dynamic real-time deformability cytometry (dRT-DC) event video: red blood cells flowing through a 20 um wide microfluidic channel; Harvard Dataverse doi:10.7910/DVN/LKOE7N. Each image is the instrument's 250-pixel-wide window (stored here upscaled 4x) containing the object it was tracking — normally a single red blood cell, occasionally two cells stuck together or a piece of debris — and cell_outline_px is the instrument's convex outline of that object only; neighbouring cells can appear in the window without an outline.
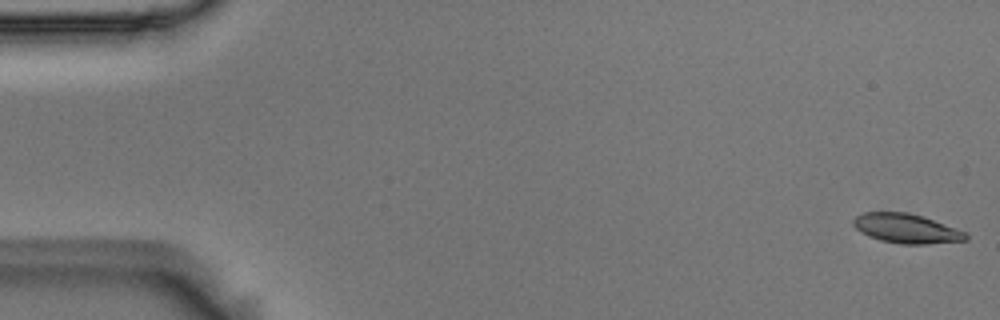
{"species": "Egyptian fruit bat (a non-hibernating species)", "species_latin": "Rousettus aegyptiacus", "temperature_condition": "room temperature", "stored_images_in_passage": 54, "camera_frame_rate_fps": 3000, "um_per_image_px": 0.085, "animal": {"sex": "male"}, "frame": {"image": 1, "passage_image": 1, "time_ms": 0.0, "image_size_px": [1000, 320], "cell_outline_px": [[968, 240], [928, 244], [904, 244], [880, 240], [868, 236], [860, 232], [852, 224], [852, 220], [856, 216], [864, 212], [908, 212], [924, 216], [964, 232], [968, 236]], "centroid_in_image_um": [77.01, 19.42], "position_along_channel_um": 8.0, "area_um2": 19.25}}
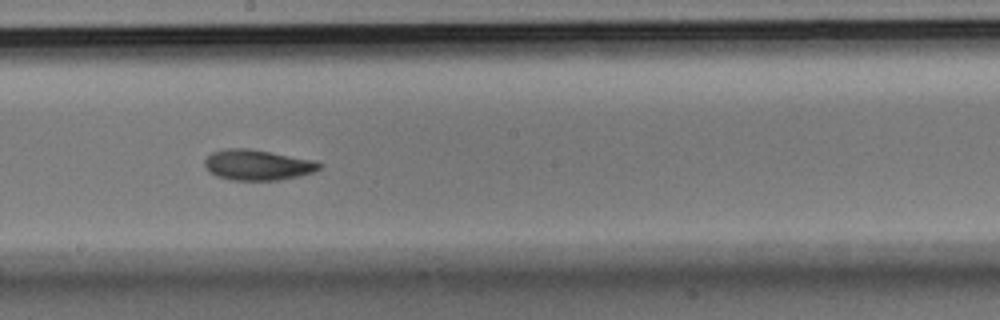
{"frame": {"image": 2, "passage_image": 30, "time_ms": 9.667, "image_size_px": [1000, 320], "cell_outline_px": [[324, 164], [320, 168], [312, 172], [300, 176], [280, 180], [232, 180], [216, 176], [208, 172], [204, 164], [204, 160], [212, 152], [228, 148], [248, 148], [316, 160]], "centroid_in_image_um": [21.9, 14.02], "position_along_channel_um": 226.3, "area_um2": 20.58}}
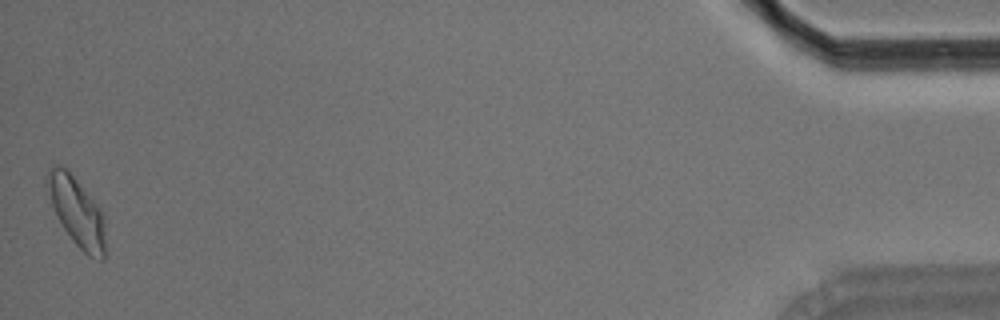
{"frame": {"image": 3, "passage_image": 54, "time_ms": 17.667, "image_size_px": [1000, 320], "cell_outline_px": [[104, 260], [100, 260], [88, 256], [72, 240], [56, 216], [44, 184], [44, 176], [52, 164], [56, 164], [64, 168], [76, 180], [96, 204], [104, 216]], "centroid_in_image_um": [6.47, 17.97], "position_along_channel_um": 428.7, "area_um2": 23.12}, "authors_computed_cell_mechanics": {"area_um2": 20.0566, "velocity_mm_per_s": 3.6951, "shape_relaxation_time_tau1_ms": 5.5612, "shape_relaxation_time_tau2_ms": 3.6446, "deformation_change_tau1": 0.136, "deformation_change_tau2": 0.0873}}